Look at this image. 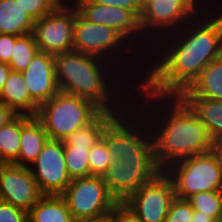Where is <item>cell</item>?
Listing matches in <instances>:
<instances>
[{"mask_svg": "<svg viewBox=\"0 0 222 222\" xmlns=\"http://www.w3.org/2000/svg\"><path fill=\"white\" fill-rule=\"evenodd\" d=\"M175 197L173 181L162 170L123 203L143 222H164Z\"/></svg>", "mask_w": 222, "mask_h": 222, "instance_id": "13", "label": "cell"}, {"mask_svg": "<svg viewBox=\"0 0 222 222\" xmlns=\"http://www.w3.org/2000/svg\"><path fill=\"white\" fill-rule=\"evenodd\" d=\"M207 6L208 5H214V3H215V5H222L221 3H222V1L221 0H202ZM218 1H219V3H218ZM221 1V2H220ZM213 3V4H212Z\"/></svg>", "mask_w": 222, "mask_h": 222, "instance_id": "40", "label": "cell"}, {"mask_svg": "<svg viewBox=\"0 0 222 222\" xmlns=\"http://www.w3.org/2000/svg\"><path fill=\"white\" fill-rule=\"evenodd\" d=\"M29 168L43 195H61L71 182L63 141L48 139Z\"/></svg>", "mask_w": 222, "mask_h": 222, "instance_id": "14", "label": "cell"}, {"mask_svg": "<svg viewBox=\"0 0 222 222\" xmlns=\"http://www.w3.org/2000/svg\"><path fill=\"white\" fill-rule=\"evenodd\" d=\"M61 195H43L28 211V222H74Z\"/></svg>", "mask_w": 222, "mask_h": 222, "instance_id": "22", "label": "cell"}, {"mask_svg": "<svg viewBox=\"0 0 222 222\" xmlns=\"http://www.w3.org/2000/svg\"><path fill=\"white\" fill-rule=\"evenodd\" d=\"M35 21L16 0H0V33L22 36L33 32Z\"/></svg>", "mask_w": 222, "mask_h": 222, "instance_id": "20", "label": "cell"}, {"mask_svg": "<svg viewBox=\"0 0 222 222\" xmlns=\"http://www.w3.org/2000/svg\"><path fill=\"white\" fill-rule=\"evenodd\" d=\"M48 139L44 125L36 116L21 115L20 151L13 164L30 167Z\"/></svg>", "mask_w": 222, "mask_h": 222, "instance_id": "17", "label": "cell"}, {"mask_svg": "<svg viewBox=\"0 0 222 222\" xmlns=\"http://www.w3.org/2000/svg\"><path fill=\"white\" fill-rule=\"evenodd\" d=\"M63 2L72 3L74 0H62Z\"/></svg>", "mask_w": 222, "mask_h": 222, "instance_id": "41", "label": "cell"}, {"mask_svg": "<svg viewBox=\"0 0 222 222\" xmlns=\"http://www.w3.org/2000/svg\"><path fill=\"white\" fill-rule=\"evenodd\" d=\"M119 114L101 111L90 123L70 134L64 147H92L102 137L106 126Z\"/></svg>", "mask_w": 222, "mask_h": 222, "instance_id": "23", "label": "cell"}, {"mask_svg": "<svg viewBox=\"0 0 222 222\" xmlns=\"http://www.w3.org/2000/svg\"><path fill=\"white\" fill-rule=\"evenodd\" d=\"M16 114L0 101V128L12 120Z\"/></svg>", "mask_w": 222, "mask_h": 222, "instance_id": "35", "label": "cell"}, {"mask_svg": "<svg viewBox=\"0 0 222 222\" xmlns=\"http://www.w3.org/2000/svg\"><path fill=\"white\" fill-rule=\"evenodd\" d=\"M54 62L61 92L86 98L115 114L132 105L136 85L116 65L74 50L55 54Z\"/></svg>", "mask_w": 222, "mask_h": 222, "instance_id": "3", "label": "cell"}, {"mask_svg": "<svg viewBox=\"0 0 222 222\" xmlns=\"http://www.w3.org/2000/svg\"><path fill=\"white\" fill-rule=\"evenodd\" d=\"M61 196L75 220L110 217L119 203L99 176L72 179Z\"/></svg>", "mask_w": 222, "mask_h": 222, "instance_id": "9", "label": "cell"}, {"mask_svg": "<svg viewBox=\"0 0 222 222\" xmlns=\"http://www.w3.org/2000/svg\"><path fill=\"white\" fill-rule=\"evenodd\" d=\"M165 173L174 184L175 196L188 199L205 191H222V170L213 150L170 164Z\"/></svg>", "mask_w": 222, "mask_h": 222, "instance_id": "7", "label": "cell"}, {"mask_svg": "<svg viewBox=\"0 0 222 222\" xmlns=\"http://www.w3.org/2000/svg\"><path fill=\"white\" fill-rule=\"evenodd\" d=\"M192 222H216L212 217L202 212L194 211Z\"/></svg>", "mask_w": 222, "mask_h": 222, "instance_id": "37", "label": "cell"}, {"mask_svg": "<svg viewBox=\"0 0 222 222\" xmlns=\"http://www.w3.org/2000/svg\"><path fill=\"white\" fill-rule=\"evenodd\" d=\"M74 22L75 6L67 2L36 20L32 33L39 51L53 55L72 51Z\"/></svg>", "mask_w": 222, "mask_h": 222, "instance_id": "12", "label": "cell"}, {"mask_svg": "<svg viewBox=\"0 0 222 222\" xmlns=\"http://www.w3.org/2000/svg\"><path fill=\"white\" fill-rule=\"evenodd\" d=\"M102 138L113 162L131 157H155L150 126L132 105L106 126Z\"/></svg>", "mask_w": 222, "mask_h": 222, "instance_id": "6", "label": "cell"}, {"mask_svg": "<svg viewBox=\"0 0 222 222\" xmlns=\"http://www.w3.org/2000/svg\"><path fill=\"white\" fill-rule=\"evenodd\" d=\"M213 151L217 155L222 170V139L214 142Z\"/></svg>", "mask_w": 222, "mask_h": 222, "instance_id": "38", "label": "cell"}, {"mask_svg": "<svg viewBox=\"0 0 222 222\" xmlns=\"http://www.w3.org/2000/svg\"><path fill=\"white\" fill-rule=\"evenodd\" d=\"M204 7L202 0H142L141 30L153 44L158 37L179 30Z\"/></svg>", "mask_w": 222, "mask_h": 222, "instance_id": "8", "label": "cell"}, {"mask_svg": "<svg viewBox=\"0 0 222 222\" xmlns=\"http://www.w3.org/2000/svg\"><path fill=\"white\" fill-rule=\"evenodd\" d=\"M21 115L0 128V163H13L20 151Z\"/></svg>", "mask_w": 222, "mask_h": 222, "instance_id": "24", "label": "cell"}, {"mask_svg": "<svg viewBox=\"0 0 222 222\" xmlns=\"http://www.w3.org/2000/svg\"><path fill=\"white\" fill-rule=\"evenodd\" d=\"M221 55L222 5H206L179 30L152 44L139 85L155 96H181Z\"/></svg>", "mask_w": 222, "mask_h": 222, "instance_id": "1", "label": "cell"}, {"mask_svg": "<svg viewBox=\"0 0 222 222\" xmlns=\"http://www.w3.org/2000/svg\"><path fill=\"white\" fill-rule=\"evenodd\" d=\"M95 4L115 6L135 12L139 17L142 13V0H90Z\"/></svg>", "mask_w": 222, "mask_h": 222, "instance_id": "32", "label": "cell"}, {"mask_svg": "<svg viewBox=\"0 0 222 222\" xmlns=\"http://www.w3.org/2000/svg\"><path fill=\"white\" fill-rule=\"evenodd\" d=\"M194 210L187 199L175 197L164 222H192Z\"/></svg>", "mask_w": 222, "mask_h": 222, "instance_id": "30", "label": "cell"}, {"mask_svg": "<svg viewBox=\"0 0 222 222\" xmlns=\"http://www.w3.org/2000/svg\"><path fill=\"white\" fill-rule=\"evenodd\" d=\"M199 116L213 142L222 139V101L203 97H181Z\"/></svg>", "mask_w": 222, "mask_h": 222, "instance_id": "21", "label": "cell"}, {"mask_svg": "<svg viewBox=\"0 0 222 222\" xmlns=\"http://www.w3.org/2000/svg\"><path fill=\"white\" fill-rule=\"evenodd\" d=\"M74 222H111L110 217H98L88 219H77Z\"/></svg>", "mask_w": 222, "mask_h": 222, "instance_id": "39", "label": "cell"}, {"mask_svg": "<svg viewBox=\"0 0 222 222\" xmlns=\"http://www.w3.org/2000/svg\"><path fill=\"white\" fill-rule=\"evenodd\" d=\"M112 162L108 145L101 137L89 150V176L103 177Z\"/></svg>", "mask_w": 222, "mask_h": 222, "instance_id": "28", "label": "cell"}, {"mask_svg": "<svg viewBox=\"0 0 222 222\" xmlns=\"http://www.w3.org/2000/svg\"><path fill=\"white\" fill-rule=\"evenodd\" d=\"M10 71H11V68L9 67L7 63L0 62V93L3 89L4 83L6 82Z\"/></svg>", "mask_w": 222, "mask_h": 222, "instance_id": "36", "label": "cell"}, {"mask_svg": "<svg viewBox=\"0 0 222 222\" xmlns=\"http://www.w3.org/2000/svg\"><path fill=\"white\" fill-rule=\"evenodd\" d=\"M0 101L16 115L36 116L39 105L30 97L21 72L10 71L0 93Z\"/></svg>", "mask_w": 222, "mask_h": 222, "instance_id": "18", "label": "cell"}, {"mask_svg": "<svg viewBox=\"0 0 222 222\" xmlns=\"http://www.w3.org/2000/svg\"><path fill=\"white\" fill-rule=\"evenodd\" d=\"M161 171L155 157H131L112 162L102 178L114 198L123 203Z\"/></svg>", "mask_w": 222, "mask_h": 222, "instance_id": "11", "label": "cell"}, {"mask_svg": "<svg viewBox=\"0 0 222 222\" xmlns=\"http://www.w3.org/2000/svg\"><path fill=\"white\" fill-rule=\"evenodd\" d=\"M72 4L86 20L107 25L119 32L143 58L150 52L152 43L144 36L140 17L135 12L115 6L95 4L90 0H74Z\"/></svg>", "mask_w": 222, "mask_h": 222, "instance_id": "10", "label": "cell"}, {"mask_svg": "<svg viewBox=\"0 0 222 222\" xmlns=\"http://www.w3.org/2000/svg\"><path fill=\"white\" fill-rule=\"evenodd\" d=\"M111 222H143L124 203H118L110 215Z\"/></svg>", "mask_w": 222, "mask_h": 222, "instance_id": "33", "label": "cell"}, {"mask_svg": "<svg viewBox=\"0 0 222 222\" xmlns=\"http://www.w3.org/2000/svg\"><path fill=\"white\" fill-rule=\"evenodd\" d=\"M101 111L86 98L59 91L39 106L36 117L44 125L49 139L63 141L90 123Z\"/></svg>", "mask_w": 222, "mask_h": 222, "instance_id": "5", "label": "cell"}, {"mask_svg": "<svg viewBox=\"0 0 222 222\" xmlns=\"http://www.w3.org/2000/svg\"><path fill=\"white\" fill-rule=\"evenodd\" d=\"M132 106L150 126L155 160L162 170L180 159L213 150L206 126L180 96H155L137 85Z\"/></svg>", "mask_w": 222, "mask_h": 222, "instance_id": "2", "label": "cell"}, {"mask_svg": "<svg viewBox=\"0 0 222 222\" xmlns=\"http://www.w3.org/2000/svg\"><path fill=\"white\" fill-rule=\"evenodd\" d=\"M43 196L29 167L0 163V200L29 211Z\"/></svg>", "mask_w": 222, "mask_h": 222, "instance_id": "15", "label": "cell"}, {"mask_svg": "<svg viewBox=\"0 0 222 222\" xmlns=\"http://www.w3.org/2000/svg\"><path fill=\"white\" fill-rule=\"evenodd\" d=\"M73 50L96 56L116 65L136 86L143 78V56L115 29L86 20L76 7Z\"/></svg>", "mask_w": 222, "mask_h": 222, "instance_id": "4", "label": "cell"}, {"mask_svg": "<svg viewBox=\"0 0 222 222\" xmlns=\"http://www.w3.org/2000/svg\"><path fill=\"white\" fill-rule=\"evenodd\" d=\"M92 147H64L66 170L72 179L89 176V150Z\"/></svg>", "mask_w": 222, "mask_h": 222, "instance_id": "27", "label": "cell"}, {"mask_svg": "<svg viewBox=\"0 0 222 222\" xmlns=\"http://www.w3.org/2000/svg\"><path fill=\"white\" fill-rule=\"evenodd\" d=\"M17 36L0 33V62L9 63L12 58L13 46Z\"/></svg>", "mask_w": 222, "mask_h": 222, "instance_id": "34", "label": "cell"}, {"mask_svg": "<svg viewBox=\"0 0 222 222\" xmlns=\"http://www.w3.org/2000/svg\"><path fill=\"white\" fill-rule=\"evenodd\" d=\"M18 4L32 17L34 21L41 19L56 10L62 0H16Z\"/></svg>", "mask_w": 222, "mask_h": 222, "instance_id": "29", "label": "cell"}, {"mask_svg": "<svg viewBox=\"0 0 222 222\" xmlns=\"http://www.w3.org/2000/svg\"><path fill=\"white\" fill-rule=\"evenodd\" d=\"M0 222H28V212L0 200Z\"/></svg>", "mask_w": 222, "mask_h": 222, "instance_id": "31", "label": "cell"}, {"mask_svg": "<svg viewBox=\"0 0 222 222\" xmlns=\"http://www.w3.org/2000/svg\"><path fill=\"white\" fill-rule=\"evenodd\" d=\"M38 51L33 33L17 36L13 46L12 58L8 63L9 67L12 71H24Z\"/></svg>", "mask_w": 222, "mask_h": 222, "instance_id": "25", "label": "cell"}, {"mask_svg": "<svg viewBox=\"0 0 222 222\" xmlns=\"http://www.w3.org/2000/svg\"><path fill=\"white\" fill-rule=\"evenodd\" d=\"M180 97H203L222 101V55L211 61Z\"/></svg>", "mask_w": 222, "mask_h": 222, "instance_id": "19", "label": "cell"}, {"mask_svg": "<svg viewBox=\"0 0 222 222\" xmlns=\"http://www.w3.org/2000/svg\"><path fill=\"white\" fill-rule=\"evenodd\" d=\"M187 200L194 211L202 212L216 222H222V191L199 192Z\"/></svg>", "mask_w": 222, "mask_h": 222, "instance_id": "26", "label": "cell"}, {"mask_svg": "<svg viewBox=\"0 0 222 222\" xmlns=\"http://www.w3.org/2000/svg\"><path fill=\"white\" fill-rule=\"evenodd\" d=\"M30 97L40 106L60 90L55 75L54 55L38 51L21 72Z\"/></svg>", "mask_w": 222, "mask_h": 222, "instance_id": "16", "label": "cell"}]
</instances>
